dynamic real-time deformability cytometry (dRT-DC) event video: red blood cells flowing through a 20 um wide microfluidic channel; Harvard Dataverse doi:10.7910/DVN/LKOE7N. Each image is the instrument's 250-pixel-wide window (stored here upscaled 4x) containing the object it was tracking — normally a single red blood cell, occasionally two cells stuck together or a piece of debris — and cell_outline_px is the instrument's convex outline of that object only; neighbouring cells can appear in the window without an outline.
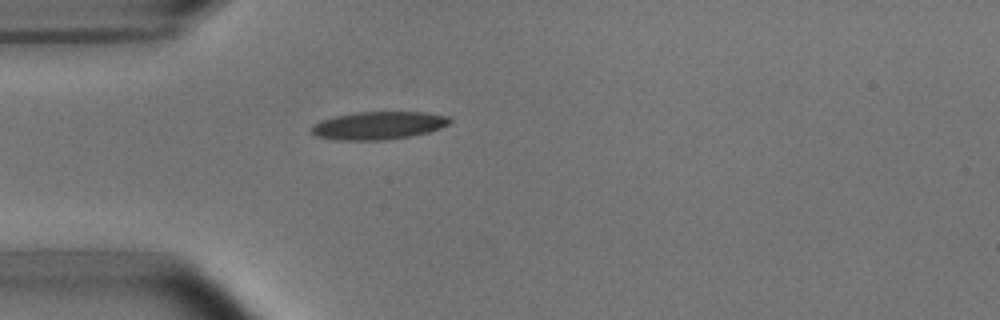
{"species": "common noctule bat (a hibernating species)", "species_latin": "Nyctalus noctula", "temperature_condition": "room temperature", "stored_images_in_passage": 1, "camera_frame_rate_fps": 3000, "um_per_image_px": 0.085, "animal": {"sex": "male", "body_mass_g": 15.6}, "frame": {"image": 1, "passage_image": 1, "time_ms": 0.0, "image_size_px": [1000, 320], "cell_outline_px": [[452, 120], [448, 124], [440, 128], [428, 132], [412, 136], [384, 140], [336, 140], [312, 136], [312, 128], [320, 120], [336, 116], [356, 112], [428, 112], [448, 116]], "centroid_in_image_um": [32.17, 10.67], "position_along_channel_um": 52.8, "area_um2": 22.54}}